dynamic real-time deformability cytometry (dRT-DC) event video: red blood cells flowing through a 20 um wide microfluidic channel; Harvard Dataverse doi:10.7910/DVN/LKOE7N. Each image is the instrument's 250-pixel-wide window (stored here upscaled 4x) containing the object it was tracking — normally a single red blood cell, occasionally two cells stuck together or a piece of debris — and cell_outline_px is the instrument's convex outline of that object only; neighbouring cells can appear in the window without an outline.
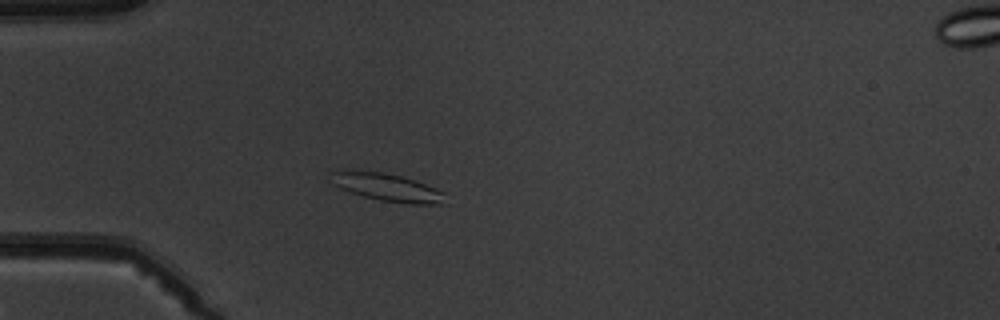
{"species": "common noctule bat (a hibernating species)", "species_latin": "Nyctalus noctula", "temperature_condition": "warm", "stored_images_in_passage": 6, "camera_frame_rate_fps": 3000, "um_per_image_px": 0.085, "animal": {"sex": "male", "body_mass_g": 19.5, "forearm_length_mm": 54.6}, "frame": {"image": 1, "passage_image": 5, "time_ms": 5.333, "image_size_px": [1000, 320], "cell_outline_px": [[448, 204], [408, 204], [380, 200], [364, 196], [340, 188], [332, 184], [328, 172], [344, 168], [380, 172], [404, 176], [416, 180], [436, 188], [444, 192]], "centroid_in_image_um": [32.88, 15.89], "position_along_channel_um": 52.1, "area_um2": 19.13}}